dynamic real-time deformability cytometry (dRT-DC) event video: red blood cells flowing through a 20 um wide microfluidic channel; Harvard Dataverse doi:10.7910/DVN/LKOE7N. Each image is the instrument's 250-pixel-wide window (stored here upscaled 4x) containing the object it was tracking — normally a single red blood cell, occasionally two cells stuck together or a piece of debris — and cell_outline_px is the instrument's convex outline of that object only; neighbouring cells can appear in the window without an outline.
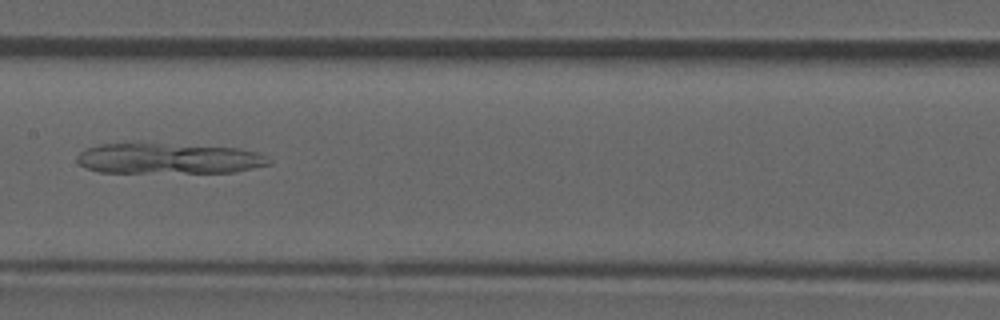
{"species": "common noctule bat (a hibernating species)", "species_latin": "Nyctalus noctula", "temperature_condition": "room temperature", "stored_images_in_passage": 45, "camera_frame_rate_fps": 3000, "um_per_image_px": 0.085, "animal": {"sex": "male", "forearm_length_mm": 52.5}, "frame": {"image": 1, "passage_image": 19, "time_ms": 6.0, "image_size_px": [1000, 320], "cell_outline_px": [[272, 164], [232, 172], [100, 172], [84, 168], [76, 160], [76, 156], [80, 152], [88, 148], [100, 144], [136, 140], [240, 148], [256, 152], [264, 156]], "centroid_in_image_um": [14.24, 13.42], "position_along_channel_um": 193.2, "area_um2": 35.32}}
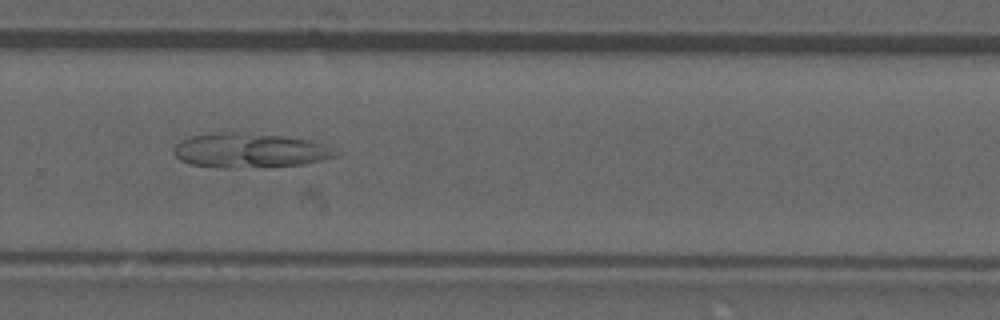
{"frame": {"image": 2, "passage_image": 28, "time_ms": 9.0, "image_size_px": [1000, 320], "cell_outline_px": [[336, 156], [300, 164], [228, 168], [220, 168], [188, 164], [180, 160], [172, 152], [176, 144], [180, 140], [192, 136], [220, 132], [236, 132], [284, 136], [308, 140], [320, 144], [336, 152]], "centroid_in_image_um": [21.09, 12.78], "position_along_channel_um": 308.7, "area_um2": 31.91}}
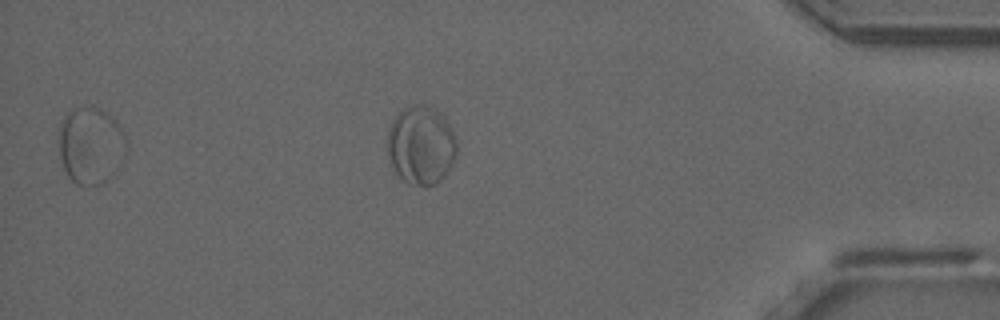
{"frame": {"image": 3, "passage_image": 38, "time_ms": 12.333, "image_size_px": [1000, 320], "cell_outline_px": [[456, 152], [444, 176], [436, 184], [408, 184], [400, 180], [388, 156], [388, 128], [392, 120], [404, 108], [412, 104], [428, 104], [440, 112], [444, 116], [456, 140]], "centroid_in_image_um": [35.76, 12.31], "position_along_channel_um": 399.4, "area_um2": 31.56}}